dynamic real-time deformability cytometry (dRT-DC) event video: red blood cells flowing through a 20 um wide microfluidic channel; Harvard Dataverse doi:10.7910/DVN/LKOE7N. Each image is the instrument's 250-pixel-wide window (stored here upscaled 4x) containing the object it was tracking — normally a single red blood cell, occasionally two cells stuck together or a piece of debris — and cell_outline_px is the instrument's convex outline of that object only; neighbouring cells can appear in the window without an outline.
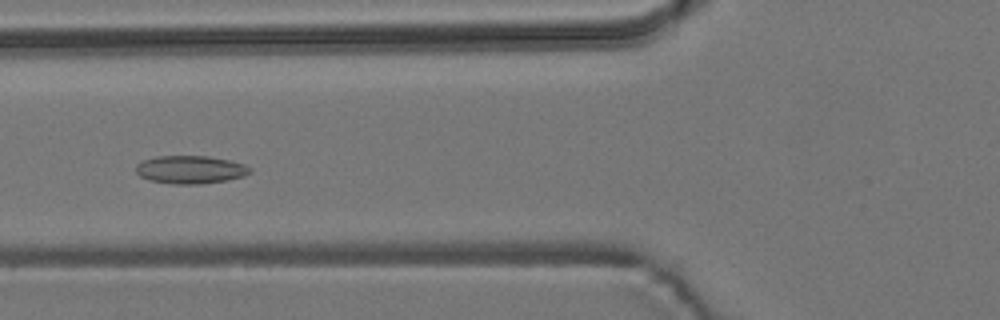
{"species": "common noctule bat (a hibernating species)", "species_latin": "Nyctalus noctula", "temperature_condition": "room temperature", "stored_images_in_passage": 9, "camera_frame_rate_fps": 3000, "um_per_image_px": 0.085, "animal": {"sex": "male", "body_mass_g": 19.2, "forearm_length_mm": 51.8}, "frame": {"image": 1, "passage_image": 6, "time_ms": 6.0, "image_size_px": [1000, 320], "cell_outline_px": [[252, 172], [244, 176], [228, 180], [200, 184], [172, 184], [148, 180], [140, 176], [136, 172], [136, 164], [144, 160], [156, 156], [208, 156], [228, 160], [244, 164], [252, 168]], "centroid_in_image_um": [16.19, 14.42], "position_along_channel_um": 109.6, "area_um2": 18.73}}
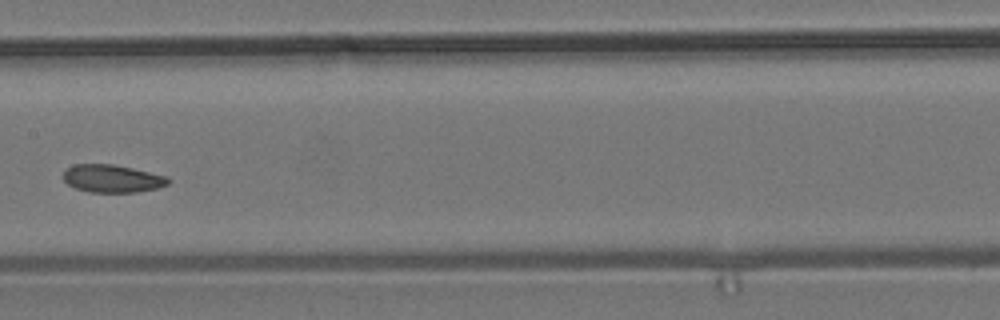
{"frame": {"image": 2, "passage_image": 8, "time_ms": 8.333, "image_size_px": [1000, 320], "cell_outline_px": [[172, 180], [168, 184], [156, 188], [136, 192], [88, 192], [76, 188], [68, 184], [64, 180], [64, 168], [72, 164], [112, 164], [132, 168], [168, 176]], "centroid_in_image_um": [9.53, 15.17], "position_along_channel_um": 197.9, "area_um2": 17.05}}
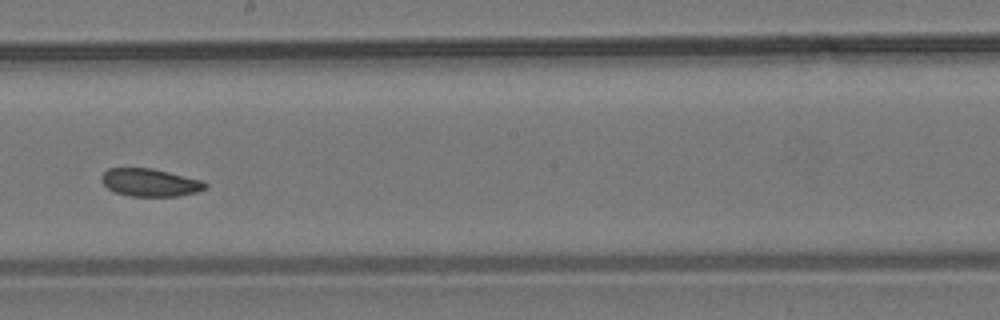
{"frame": {"image": 3, "passage_image": 9, "time_ms": 9.333, "image_size_px": [1000, 320], "cell_outline_px": [[208, 188], [196, 192], [176, 196], [128, 196], [116, 192], [108, 188], [100, 180], [100, 176], [108, 168], [152, 168], [204, 180], [208, 184]], "centroid_in_image_um": [12.77, 15.51], "position_along_channel_um": 235.4, "area_um2": 16.94}}